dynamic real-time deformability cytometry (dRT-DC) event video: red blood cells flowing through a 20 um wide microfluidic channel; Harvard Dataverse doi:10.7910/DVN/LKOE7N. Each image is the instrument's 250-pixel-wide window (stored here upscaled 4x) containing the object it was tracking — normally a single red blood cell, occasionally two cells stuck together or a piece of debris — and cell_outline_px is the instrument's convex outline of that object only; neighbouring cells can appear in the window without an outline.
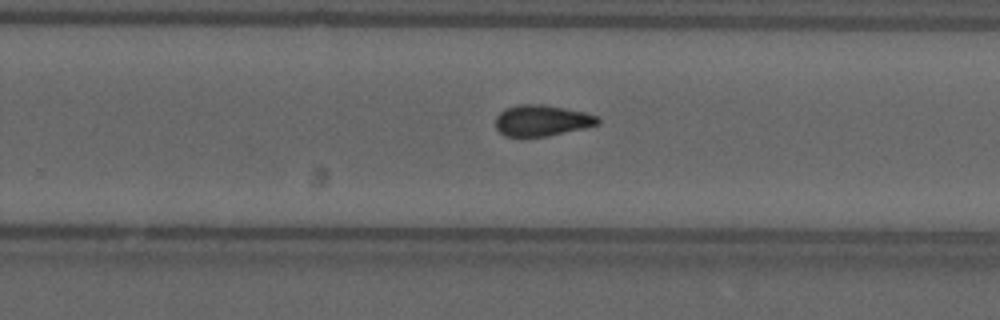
{"species": "common noctule bat (a hibernating species)", "species_latin": "Nyctalus noctula", "temperature_condition": "cold", "stored_images_in_passage": 48, "camera_frame_rate_fps": 3000, "um_per_image_px": 0.085, "animal": {"sex": "male", "forearm_length_mm": 52.5}, "frame": {"image": 1, "passage_image": 28, "time_ms": 9.0, "image_size_px": [1000, 320], "cell_outline_px": [[600, 124], [588, 128], [548, 136], [504, 136], [496, 128], [496, 116], [504, 108], [520, 104], [544, 104], [584, 112], [596, 116], [600, 120]], "centroid_in_image_um": [46.07, 10.24], "position_along_channel_um": 283.7, "area_um2": 18.67}, "authors_computed_cell_mechanics": {"area_um2": 18.785, "velocity_mm_per_s": 3.6845, "shape_relaxation_time_tau1_ms": null, "shape_relaxation_time_tau2_ms": 6.6769, "deformation_change_tau1": null, "deformation_change_tau2": 0.1549}}